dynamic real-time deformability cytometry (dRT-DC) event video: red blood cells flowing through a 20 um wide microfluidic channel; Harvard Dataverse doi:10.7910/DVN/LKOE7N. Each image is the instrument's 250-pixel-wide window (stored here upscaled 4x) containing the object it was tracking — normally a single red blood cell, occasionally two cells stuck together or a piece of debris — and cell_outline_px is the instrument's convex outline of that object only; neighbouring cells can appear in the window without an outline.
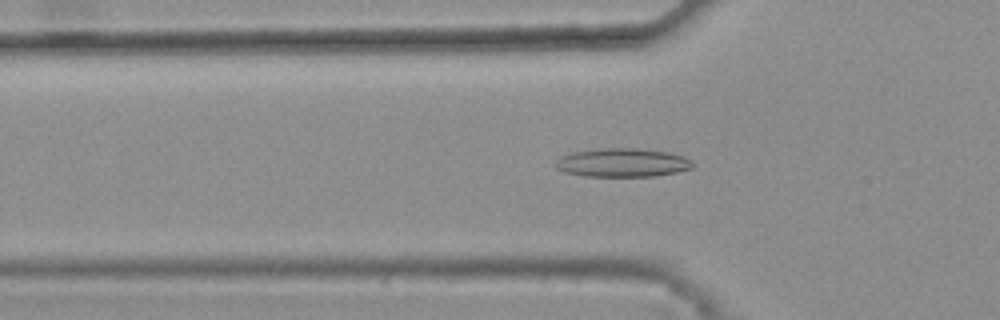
{"species": "common noctule bat (a hibernating species)", "species_latin": "Nyctalus noctula", "temperature_condition": "warm", "stored_images_in_passage": 46, "camera_frame_rate_fps": 3000, "um_per_image_px": 0.085, "animal": {"sex": "female", "body_mass_g": 25.1}, "frame": {"image": 1, "passage_image": 18, "time_ms": 5.667, "image_size_px": [1000, 320], "cell_outline_px": [[692, 168], [676, 172], [656, 176], [584, 176], [564, 172], [556, 168], [552, 164], [564, 156], [572, 152], [600, 148], [636, 148], [664, 152], [684, 156], [692, 164]], "centroid_in_image_um": [52.86, 13.83], "position_along_channel_um": 72.9, "area_um2": 22.66}}
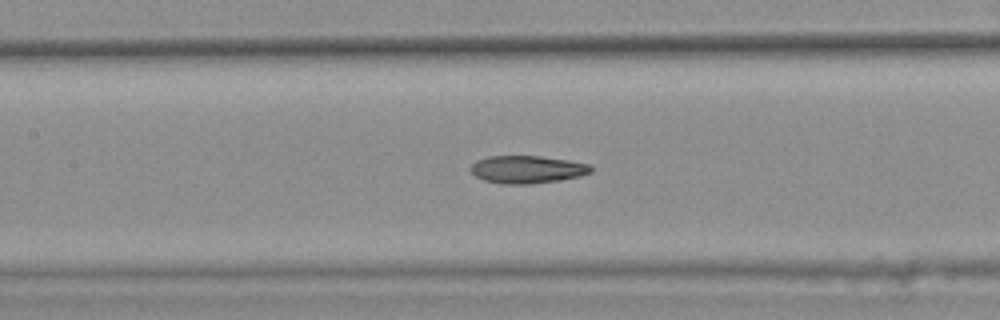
{"frame": {"image": 2, "passage_image": 25, "time_ms": 8.0, "image_size_px": [1000, 320], "cell_outline_px": [[592, 172], [580, 176], [560, 180], [528, 184], [500, 184], [484, 180], [476, 176], [468, 168], [476, 160], [488, 156], [540, 156], [568, 160], [588, 164], [592, 168]], "centroid_in_image_um": [44.78, 14.4], "position_along_channel_um": 162.6, "area_um2": 19.42}}
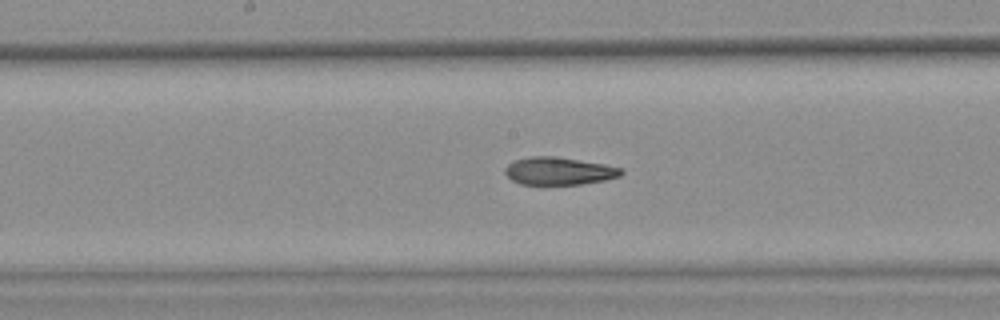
{"frame": {"image": 3, "passage_image": 28, "time_ms": 9.0, "image_size_px": [1000, 320], "cell_outline_px": [[624, 172], [620, 176], [604, 180], [580, 184], [520, 184], [512, 180], [504, 172], [504, 168], [512, 160], [532, 156], [556, 156], [604, 164], [620, 168]], "centroid_in_image_um": [47.47, 14.53], "position_along_channel_um": 200.7, "area_um2": 18.67}, "authors_computed_cell_mechanics": {"area_um2": 19.7676, "velocity_mm_per_s": 3.8238, "shape_relaxation_time_tau1_ms": null, "shape_relaxation_time_tau2_ms": 3.0492, "deformation_change_tau1": null, "deformation_change_tau2": 0.1082}}